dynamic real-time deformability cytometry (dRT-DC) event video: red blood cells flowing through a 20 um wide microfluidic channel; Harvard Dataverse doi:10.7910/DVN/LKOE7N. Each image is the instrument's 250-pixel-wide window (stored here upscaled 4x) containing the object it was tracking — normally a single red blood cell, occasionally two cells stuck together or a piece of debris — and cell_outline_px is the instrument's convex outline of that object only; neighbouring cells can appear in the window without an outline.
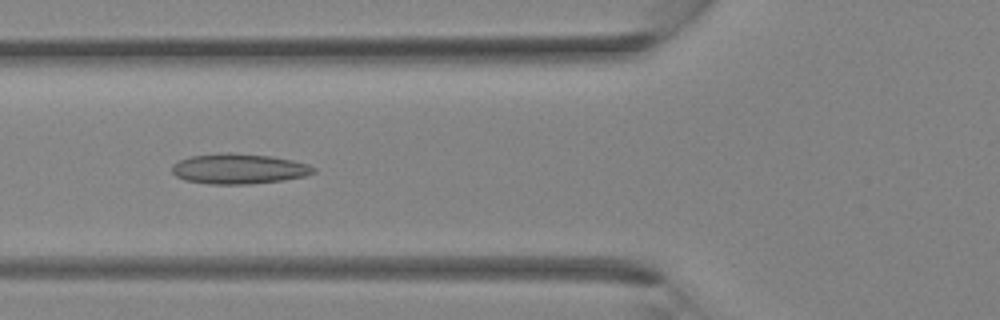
{"species": "Egyptian fruit bat (a non-hibernating species)", "species_latin": "Rousettus aegyptiacus", "temperature_condition": "room temperature", "stored_images_in_passage": 36, "camera_frame_rate_fps": 3000, "um_per_image_px": 0.085, "animal": {"sex": "female"}, "frame": {"image": 1, "passage_image": 14, "time_ms": 4.333, "image_size_px": [1000, 320], "cell_outline_px": [[316, 172], [304, 176], [284, 180], [248, 184], [208, 184], [184, 180], [176, 176], [172, 172], [172, 164], [180, 160], [192, 156], [224, 152], [232, 152], [272, 156], [292, 160], [308, 164], [316, 168]], "centroid_in_image_um": [20.3, 14.34], "position_along_channel_um": 105.5, "area_um2": 25.09}}
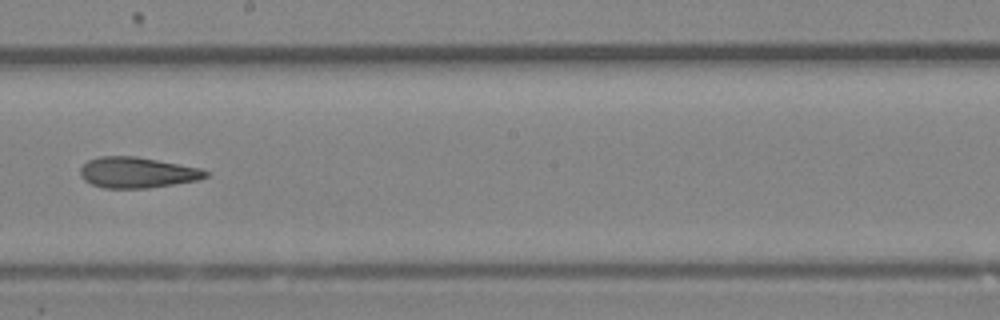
{"frame": {"image": 2, "passage_image": 21, "time_ms": 6.667, "image_size_px": [1000, 320], "cell_outline_px": [[208, 176], [196, 180], [148, 188], [104, 188], [92, 184], [84, 180], [80, 176], [80, 168], [88, 160], [100, 156], [136, 156], [200, 168], [208, 172]], "centroid_in_image_um": [11.62, 14.66], "position_along_channel_um": 236.6, "area_um2": 22.31}}
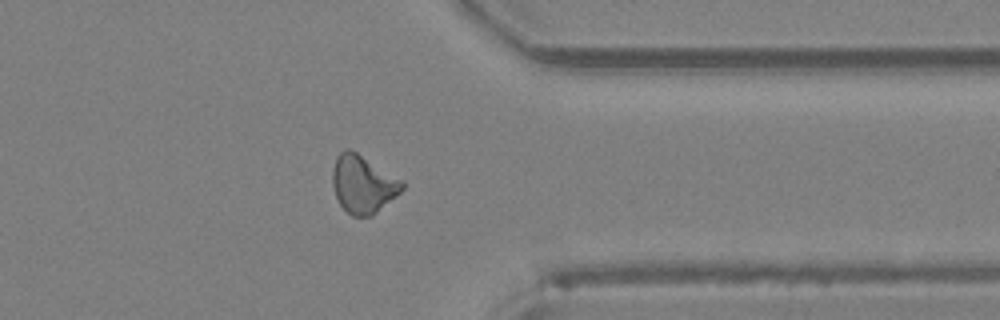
{"frame": {"image": 3, "passage_image": 29, "time_ms": 9.333, "image_size_px": [1000, 320], "cell_outline_px": [[404, 188], [400, 192], [372, 216], [352, 216], [340, 204], [336, 196], [332, 184], [332, 168], [336, 156], [340, 152], [348, 148], [356, 152], [404, 180]], "centroid_in_image_um": [30.85, 15.64], "position_along_channel_um": 380.6, "area_um2": 23.41}}